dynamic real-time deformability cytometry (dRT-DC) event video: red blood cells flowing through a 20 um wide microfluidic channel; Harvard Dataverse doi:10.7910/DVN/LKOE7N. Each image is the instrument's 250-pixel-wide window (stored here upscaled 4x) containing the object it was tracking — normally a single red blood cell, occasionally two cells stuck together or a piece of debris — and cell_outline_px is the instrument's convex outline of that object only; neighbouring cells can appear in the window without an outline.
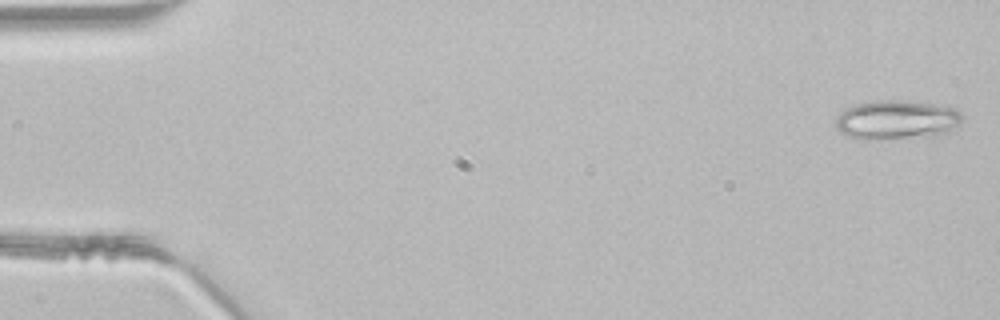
{"species": "common noctule bat (a hibernating species)", "species_latin": "Nyctalus noctula", "temperature_condition": "room temperature", "stored_images_in_passage": 46, "camera_frame_rate_fps": 3000, "um_per_image_px": 0.085, "animal": {"sex": "male", "body_mass_g": 21.5, "forearm_length_mm": 52.0}, "frame": {"image": 1, "passage_image": 1, "time_ms": 0.0, "image_size_px": [1000, 320], "cell_outline_px": [[964, 116], [960, 124], [952, 132], [940, 136], [872, 140], [864, 140], [848, 136], [840, 132], [836, 128], [836, 116], [844, 108], [852, 104], [876, 100], [916, 100], [956, 108]], "centroid_in_image_um": [76.26, 10.18], "position_along_channel_um": 8.7, "area_um2": 30.11}}
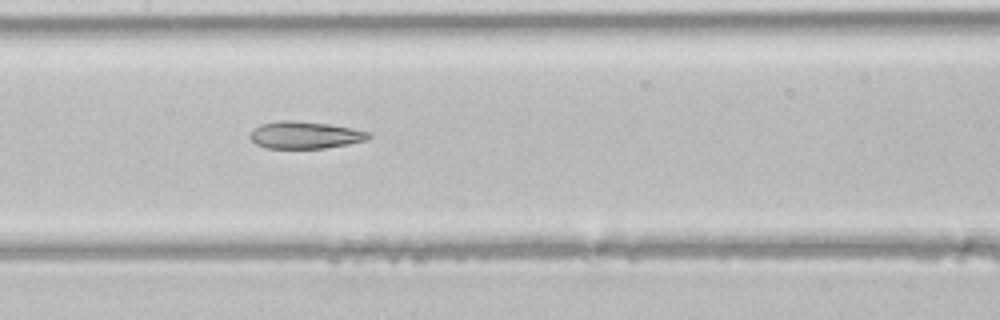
{"frame": {"image": 2, "passage_image": 22, "time_ms": 7.0, "image_size_px": [1000, 320], "cell_outline_px": [[372, 136], [368, 140], [348, 144], [324, 148], [264, 148], [256, 144], [248, 136], [260, 124], [276, 120], [296, 120], [328, 124], [368, 132]], "centroid_in_image_um": [25.89, 11.48], "position_along_channel_um": 181.5, "area_um2": 18.73}}
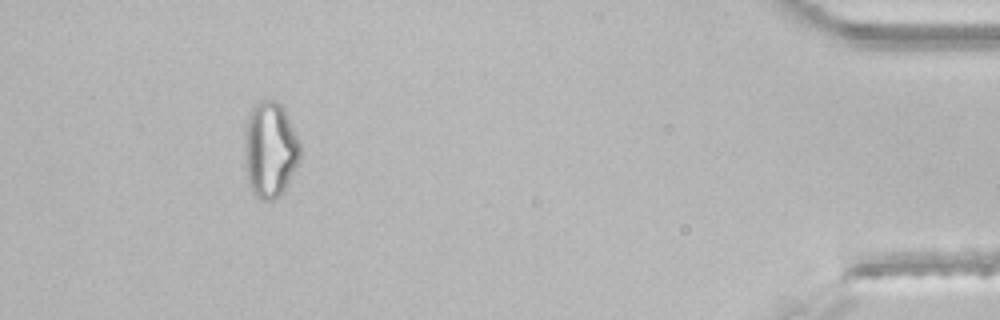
{"frame": {"image": 3, "passage_image": 42, "time_ms": 13.667, "image_size_px": [1000, 320], "cell_outline_px": [[300, 156], [284, 192], [280, 196], [272, 200], [264, 200], [256, 196], [252, 192], [248, 180], [244, 156], [244, 148], [248, 112], [260, 100], [276, 100], [284, 108], [300, 144]], "centroid_in_image_um": [22.94, 12.72], "position_along_channel_um": 412.3, "area_um2": 30.92}}